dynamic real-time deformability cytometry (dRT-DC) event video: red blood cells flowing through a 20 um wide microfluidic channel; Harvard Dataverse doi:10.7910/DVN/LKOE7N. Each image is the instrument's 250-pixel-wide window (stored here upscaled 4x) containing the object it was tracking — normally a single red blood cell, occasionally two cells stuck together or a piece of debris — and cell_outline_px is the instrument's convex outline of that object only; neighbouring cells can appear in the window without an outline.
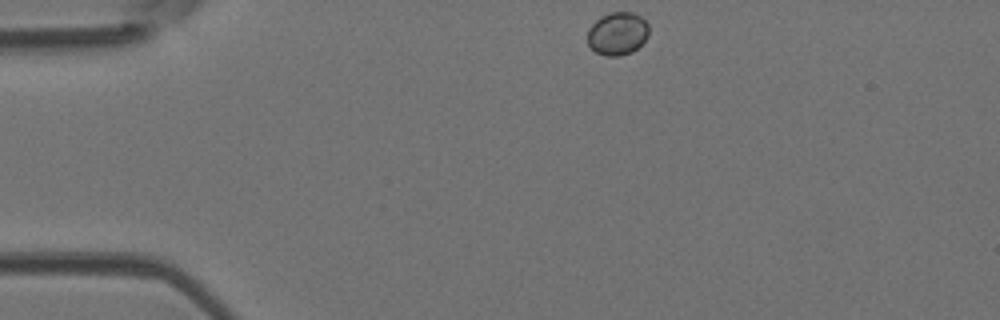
{"species": "Egyptian fruit bat (a non-hibernating species)", "species_latin": "Rousettus aegyptiacus", "temperature_condition": "room temperature", "stored_images_in_passage": 40, "camera_frame_rate_fps": 3000, "um_per_image_px": 0.085, "animal": {"sex": "female"}, "frame": {"image": 1, "passage_image": 1, "time_ms": 0.0, "image_size_px": [1000, 320], "cell_outline_px": [[648, 36], [632, 52], [620, 56], [604, 56], [596, 52], [588, 44], [588, 28], [600, 16], [612, 12], [632, 12], [640, 16], [648, 24]], "centroid_in_image_um": [52.47, 2.85], "position_along_channel_um": 32.5, "area_um2": 15.32}}
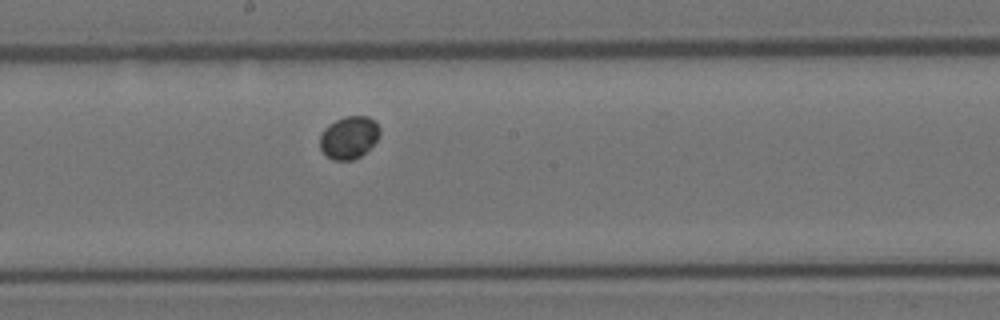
{"frame": {"image": 2, "passage_image": 18, "time_ms": 5.667, "image_size_px": [1000, 320], "cell_outline_px": [[380, 132], [376, 140], [360, 156], [352, 160], [332, 160], [320, 148], [320, 136], [324, 128], [328, 124], [344, 116], [368, 116], [376, 120], [380, 128]], "centroid_in_image_um": [29.66, 11.66], "position_along_channel_um": 218.5, "area_um2": 14.8}}
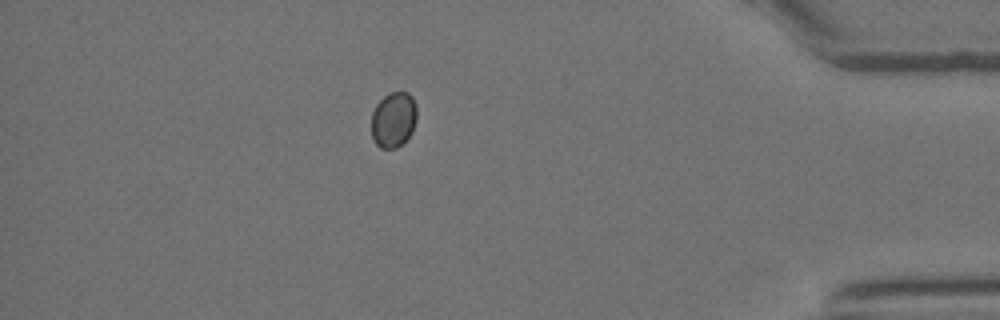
{"frame": {"image": 3, "passage_image": 34, "time_ms": 11.0, "image_size_px": [1000, 320], "cell_outline_px": [[416, 120], [412, 132], [396, 148], [380, 148], [376, 144], [372, 136], [372, 112], [376, 104], [388, 92], [408, 92], [412, 96], [416, 104]], "centroid_in_image_um": [33.44, 10.14], "position_along_channel_um": 401.8, "area_um2": 14.68}}